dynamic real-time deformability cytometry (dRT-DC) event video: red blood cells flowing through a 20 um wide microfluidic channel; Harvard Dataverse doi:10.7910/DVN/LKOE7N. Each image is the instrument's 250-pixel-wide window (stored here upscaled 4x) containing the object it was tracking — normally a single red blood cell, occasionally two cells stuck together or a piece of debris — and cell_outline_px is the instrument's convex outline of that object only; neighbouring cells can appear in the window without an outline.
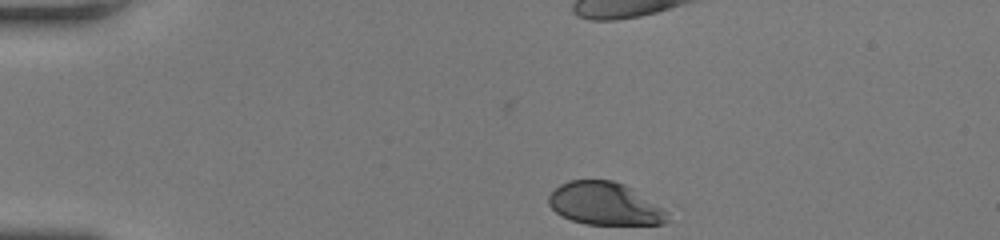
{"species": "human", "species_latin": "Homo sapiens", "temperature_condition": "room temperature", "stored_images_in_passage": 11, "camera_frame_rate_fps": 3000, "um_per_image_px": 0.085, "donor": {"sex": "female"}, "frame": {"image": 1, "passage_image": 1, "time_ms": 0.0, "image_size_px": [1000, 240], "cell_outline_px": [[668, 220], [664, 224], [584, 224], [560, 216], [548, 204], [548, 196], [560, 184], [568, 180], [612, 180], [624, 184], [632, 188], [660, 208], [664, 212]], "centroid_in_image_um": [51.33, 17.31], "position_along_channel_um": 33.7, "area_um2": 29.13}}